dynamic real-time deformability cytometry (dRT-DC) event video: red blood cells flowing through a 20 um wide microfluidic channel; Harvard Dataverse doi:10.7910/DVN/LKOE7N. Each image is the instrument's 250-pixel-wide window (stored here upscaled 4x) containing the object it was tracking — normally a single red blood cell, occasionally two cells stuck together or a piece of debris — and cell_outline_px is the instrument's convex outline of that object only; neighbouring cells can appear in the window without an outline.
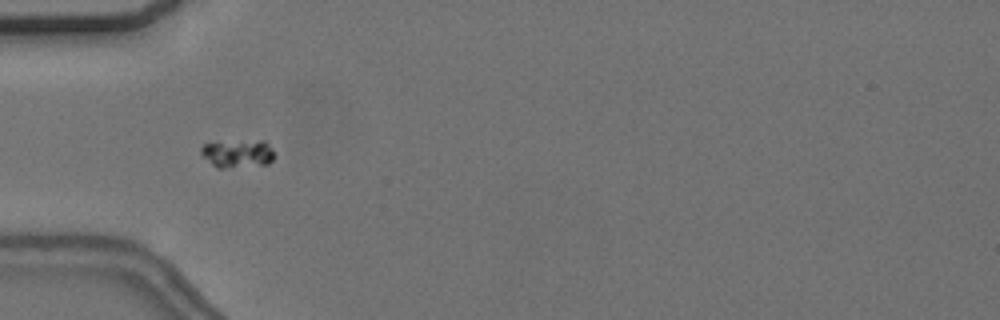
{"species": "common noctule bat (a hibernating species)", "species_latin": "Nyctalus noctula", "temperature_condition": "cold", "stored_images_in_passage": 43, "camera_frame_rate_fps": 3000, "um_per_image_px": 0.085, "animal": {"sex": "female", "body_mass_g": 24.6, "forearm_length_mm": 56.2}, "frame": {"image": 1, "passage_image": 13, "time_ms": 4.0, "image_size_px": [1000, 320], "cell_outline_px": [[272, 160], [268, 164], [224, 168], [216, 168], [200, 152], [200, 148], [204, 144], [260, 140], [264, 140], [272, 148]], "centroid_in_image_um": [20.21, 13.07], "position_along_channel_um": 64.8, "area_um2": 11.62}}
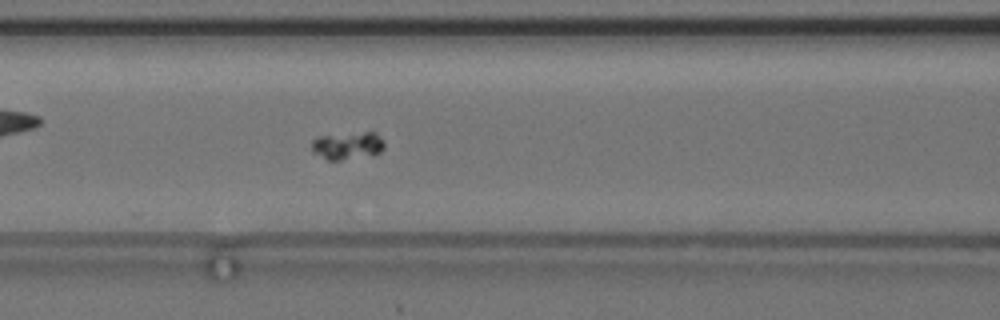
{"frame": {"image": 2, "passage_image": 19, "time_ms": 6.0, "image_size_px": [1000, 320], "cell_outline_px": [[384, 148], [380, 152], [372, 156], [340, 160], [328, 160], [312, 152], [312, 140], [316, 136], [364, 132], [376, 132], [384, 140]], "centroid_in_image_um": [29.56, 12.38], "position_along_channel_um": 137.0, "area_um2": 11.91}}